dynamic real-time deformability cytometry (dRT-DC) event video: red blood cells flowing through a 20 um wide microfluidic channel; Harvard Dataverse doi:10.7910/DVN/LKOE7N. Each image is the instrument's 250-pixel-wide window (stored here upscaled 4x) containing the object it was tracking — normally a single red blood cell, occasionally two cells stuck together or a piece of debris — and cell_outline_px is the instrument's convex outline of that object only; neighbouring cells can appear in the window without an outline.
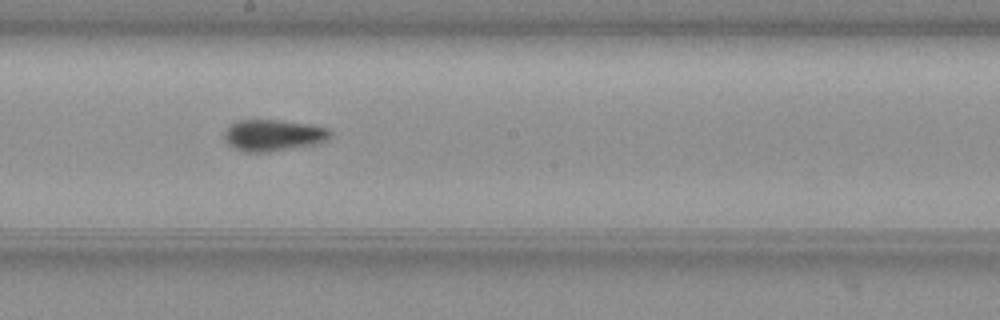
{"species": "common noctule bat (a hibernating species)", "species_latin": "Nyctalus noctula", "temperature_condition": "warm", "stored_images_in_passage": 41, "camera_frame_rate_fps": 3000, "um_per_image_px": 0.085, "animal": {"sex": "female", "body_mass_g": 19.3, "forearm_length_mm": 54.1}, "frame": {"image": 1, "passage_image": 16, "time_ms": 5.0, "image_size_px": [1000, 320], "cell_outline_px": [[332, 136], [320, 144], [268, 152], [244, 152], [228, 144], [224, 136], [228, 128], [232, 124], [240, 120], [280, 120], [312, 124], [328, 128], [332, 132]], "centroid_in_image_um": [23.31, 11.5], "position_along_channel_um": 224.9, "area_um2": 19.54}}
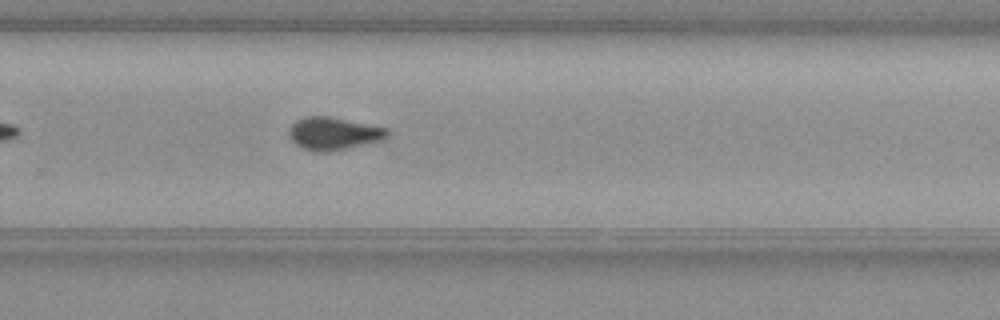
{"frame": {"image": 2, "passage_image": 22, "time_ms": 7.0, "image_size_px": [1000, 320], "cell_outline_px": [[388, 136], [380, 140], [328, 152], [316, 152], [304, 148], [296, 144], [292, 140], [288, 132], [292, 124], [296, 120], [304, 116], [328, 116], [388, 128]], "centroid_in_image_um": [28.32, 11.34], "position_along_channel_um": 301.5, "area_um2": 18.44}}
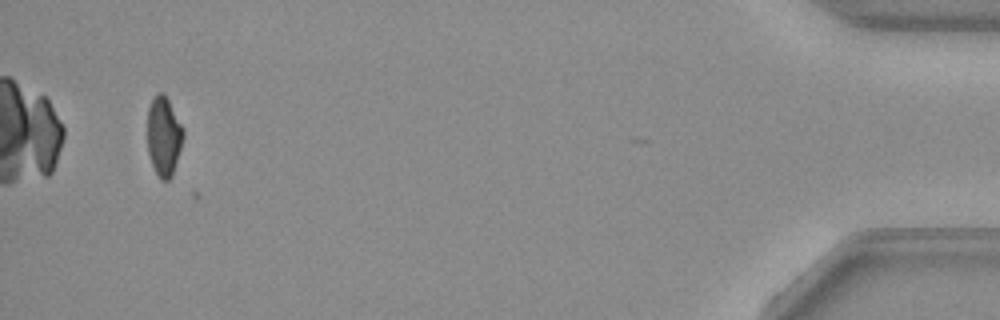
{"frame": {"image": 3, "passage_image": 38, "time_ms": 12.333, "image_size_px": [1000, 320], "cell_outline_px": [[184, 136], [172, 176], [168, 180], [160, 180], [152, 164], [148, 152], [148, 108], [152, 96], [156, 92], [164, 92], [184, 128]], "centroid_in_image_um": [13.92, 11.53], "position_along_channel_um": 421.3, "area_um2": 16.7}, "authors_computed_cell_mechanics": {"area_um2": 18.4382, "velocity_mm_per_s": 3.8365, "shape_relaxation_time_tau1_ms": 4.48, "shape_relaxation_time_tau2_ms": 3.4299, "deformation_change_tau1": 0.1576, "deformation_change_tau2": 0.0819}}